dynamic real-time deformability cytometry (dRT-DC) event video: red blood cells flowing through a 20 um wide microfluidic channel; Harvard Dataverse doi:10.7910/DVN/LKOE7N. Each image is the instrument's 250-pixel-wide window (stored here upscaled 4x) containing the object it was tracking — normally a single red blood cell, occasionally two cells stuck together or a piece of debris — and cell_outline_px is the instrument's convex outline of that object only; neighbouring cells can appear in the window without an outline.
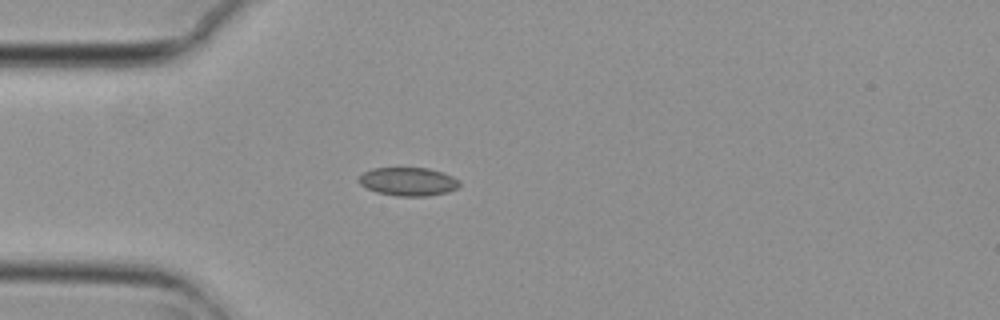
{"species": "common noctule bat (a hibernating species)", "species_latin": "Nyctalus noctula", "temperature_condition": "cold", "stored_images_in_passage": 1, "camera_frame_rate_fps": 3000, "um_per_image_px": 0.085, "animal": {"sex": "female", "body_mass_g": 29.2, "forearm_length_mm": 56.3}, "frame": {"image": 1, "passage_image": 1, "time_ms": 0.0, "image_size_px": [1000, 320], "cell_outline_px": [[460, 184], [456, 188], [448, 192], [428, 196], [396, 196], [376, 192], [360, 184], [356, 180], [364, 172], [372, 168], [428, 168], [444, 172], [460, 180]], "centroid_in_image_um": [34.7, 15.43], "position_along_channel_um": 50.3, "area_um2": 16.76}}